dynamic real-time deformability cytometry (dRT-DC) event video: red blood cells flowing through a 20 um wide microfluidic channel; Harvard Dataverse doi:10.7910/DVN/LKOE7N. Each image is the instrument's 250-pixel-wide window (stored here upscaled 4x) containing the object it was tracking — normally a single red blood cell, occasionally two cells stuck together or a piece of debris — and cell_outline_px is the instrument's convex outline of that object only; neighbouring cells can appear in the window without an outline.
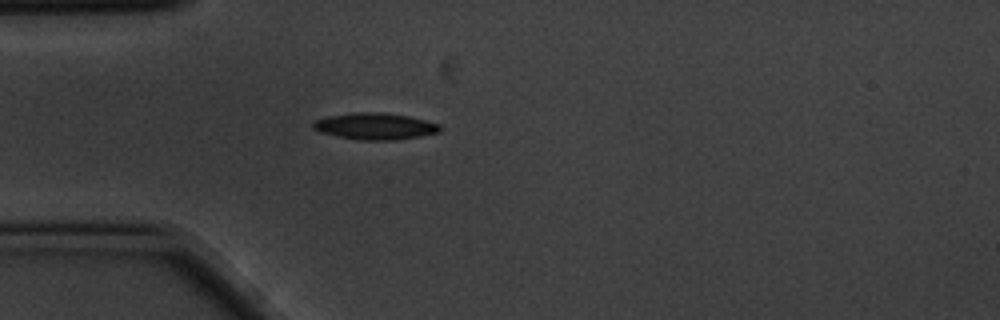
{"species": "common noctule bat (a hibernating species)", "species_latin": "Nyctalus noctula", "temperature_condition": "cold", "stored_images_in_passage": 3, "camera_frame_rate_fps": 3000, "um_per_image_px": 0.085, "animal": {"sex": "male", "body_mass_g": 20.1, "forearm_length_mm": 53.5}, "frame": {"image": 1, "passage_image": 3, "time_ms": 0.667, "image_size_px": [1000, 320], "cell_outline_px": [[444, 128], [440, 132], [420, 136], [392, 140], [360, 140], [336, 136], [320, 132], [312, 128], [312, 120], [328, 116], [356, 112], [384, 112], [408, 116], [440, 124]], "centroid_in_image_um": [31.87, 10.73], "position_along_channel_um": 53.1, "area_um2": 19.83}}